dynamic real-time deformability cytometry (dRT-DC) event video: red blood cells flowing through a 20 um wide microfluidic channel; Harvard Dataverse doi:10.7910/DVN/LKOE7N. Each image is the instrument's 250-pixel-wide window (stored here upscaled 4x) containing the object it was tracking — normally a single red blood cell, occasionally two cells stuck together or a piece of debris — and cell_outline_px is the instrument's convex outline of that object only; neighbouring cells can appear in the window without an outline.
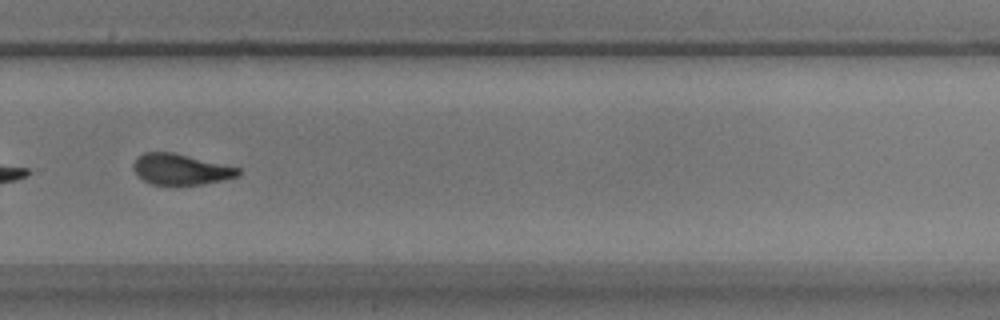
{"species": "common noctule bat (a hibernating species)", "species_latin": "Nyctalus noctula", "temperature_condition": "warm", "stored_images_in_passage": 35, "camera_frame_rate_fps": 3000, "um_per_image_px": 0.085, "animal": {"sex": "male", "body_mass_g": 17.9}, "frame": {"image": 1, "passage_image": 20, "time_ms": 6.333, "image_size_px": [1000, 320], "cell_outline_px": [[240, 176], [200, 184], [152, 184], [144, 180], [132, 168], [132, 164], [144, 152], [176, 152], [240, 168]], "centroid_in_image_um": [15.38, 14.37], "position_along_channel_um": 314.4, "area_um2": 18.61}, "authors_computed_cell_mechanics": {"area_um2": 19.8832, "velocity_mm_per_s": 3.8228, "shape_relaxation_time_tau1_ms": 7.5841, "shape_relaxation_time_tau2_ms": 2.7511, "deformation_change_tau1": 0.1985, "deformation_change_tau2": 0.0985}}